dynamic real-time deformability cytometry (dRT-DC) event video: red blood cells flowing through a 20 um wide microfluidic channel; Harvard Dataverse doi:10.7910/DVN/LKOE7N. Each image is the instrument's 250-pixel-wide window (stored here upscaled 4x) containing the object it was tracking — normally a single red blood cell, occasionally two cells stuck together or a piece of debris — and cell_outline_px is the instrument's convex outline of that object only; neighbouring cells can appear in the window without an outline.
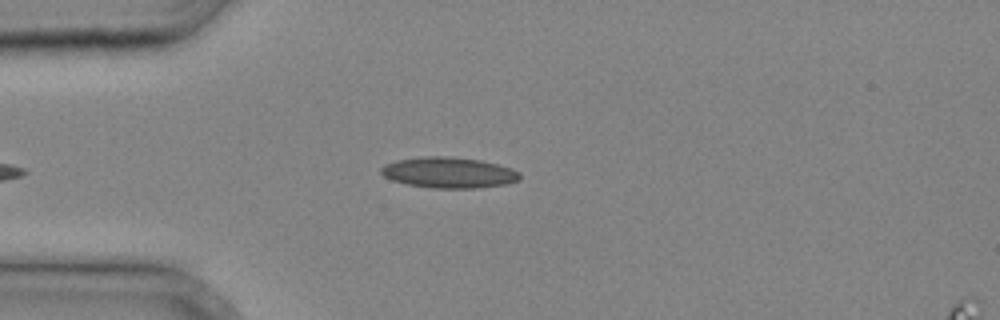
{"species": "common noctule bat (a hibernating species)", "species_latin": "Nyctalus noctula", "temperature_condition": "cold", "stored_images_in_passage": 28, "camera_frame_rate_fps": 3000, "um_per_image_px": 0.085, "animal": {"sex": "male", "body_mass_g": 20.4}, "frame": {"image": 1, "passage_image": 2, "time_ms": 0.333, "image_size_px": [1000, 320], "cell_outline_px": [[520, 180], [508, 184], [480, 188], [432, 188], [408, 184], [392, 180], [384, 176], [380, 172], [380, 168], [384, 164], [396, 160], [420, 156], [448, 156], [480, 160], [512, 168], [520, 172]], "centroid_in_image_um": [38.16, 14.67], "position_along_channel_um": 46.8, "area_um2": 25.14}}
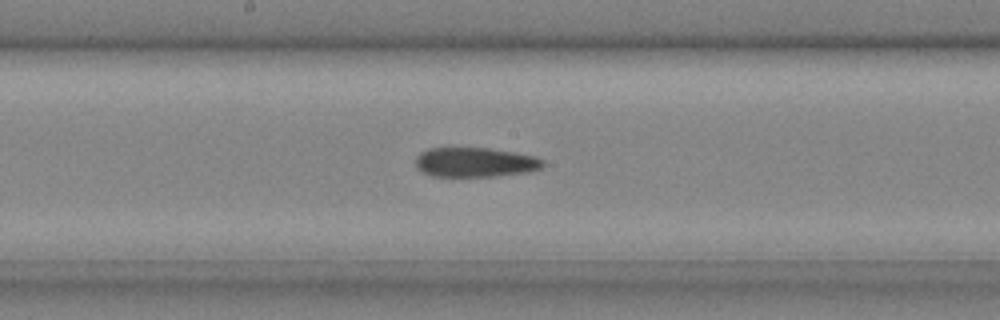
{"frame": {"image": 2, "passage_image": 12, "time_ms": 3.667, "image_size_px": [1000, 320], "cell_outline_px": [[544, 164], [540, 168], [528, 172], [492, 176], [432, 176], [416, 168], [416, 156], [420, 152], [428, 148], [488, 148], [536, 156], [544, 160]], "centroid_in_image_um": [40.37, 13.79], "position_along_channel_um": 207.8, "area_um2": 21.85}}
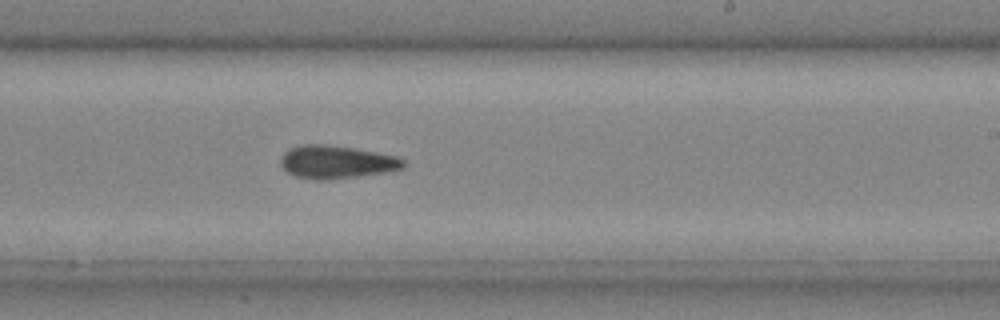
{"frame": {"image": 3, "passage_image": 15, "time_ms": 4.667, "image_size_px": [1000, 320], "cell_outline_px": [[408, 164], [404, 168], [388, 172], [356, 176], [320, 180], [296, 176], [288, 172], [280, 164], [280, 160], [284, 152], [288, 148], [304, 144], [324, 144], [352, 148], [376, 152], [396, 156], [404, 160]], "centroid_in_image_um": [28.62, 13.76], "position_along_channel_um": 260.4, "area_um2": 23.47}}